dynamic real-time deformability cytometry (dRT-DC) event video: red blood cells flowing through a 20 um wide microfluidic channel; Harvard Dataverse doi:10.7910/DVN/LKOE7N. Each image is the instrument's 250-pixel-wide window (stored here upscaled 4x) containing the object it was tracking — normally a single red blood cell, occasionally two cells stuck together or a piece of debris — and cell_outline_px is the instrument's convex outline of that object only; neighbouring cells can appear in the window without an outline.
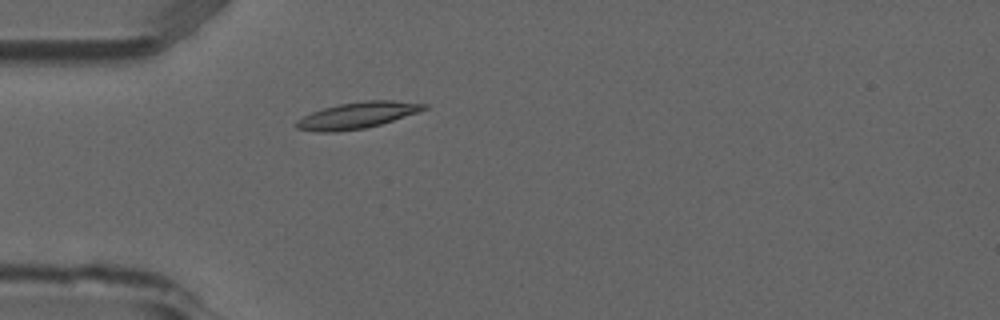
{"species": "common noctule bat (a hibernating species)", "species_latin": "Nyctalus noctula", "temperature_condition": "room temperature", "stored_images_in_passage": 38, "camera_frame_rate_fps": 3000, "um_per_image_px": 0.085, "animal": {"sex": "male", "forearm_length_mm": 52.5}, "frame": {"image": 1, "passage_image": 1, "time_ms": 0.0, "image_size_px": [1000, 320], "cell_outline_px": [[428, 108], [380, 124], [364, 128], [336, 132], [316, 132], [296, 128], [296, 120], [312, 112], [324, 108], [340, 104], [364, 100], [392, 100], [428, 104]], "centroid_in_image_um": [30.34, 9.8], "position_along_channel_um": 54.7, "area_um2": 19.31}}
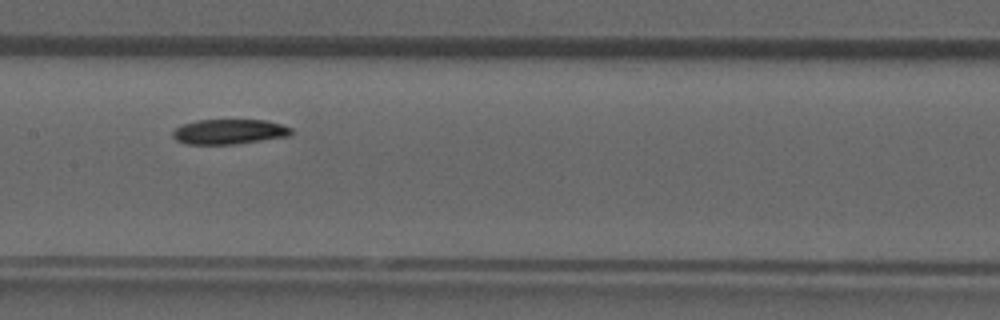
{"frame": {"image": 2, "passage_image": 12, "time_ms": 3.667, "image_size_px": [1000, 320], "cell_outline_px": [[292, 136], [236, 144], [184, 144], [176, 140], [172, 136], [172, 132], [176, 128], [184, 124], [196, 120], [268, 120], [292, 128]], "centroid_in_image_um": [19.5, 11.2], "position_along_channel_um": 187.9, "area_um2": 17.4}}
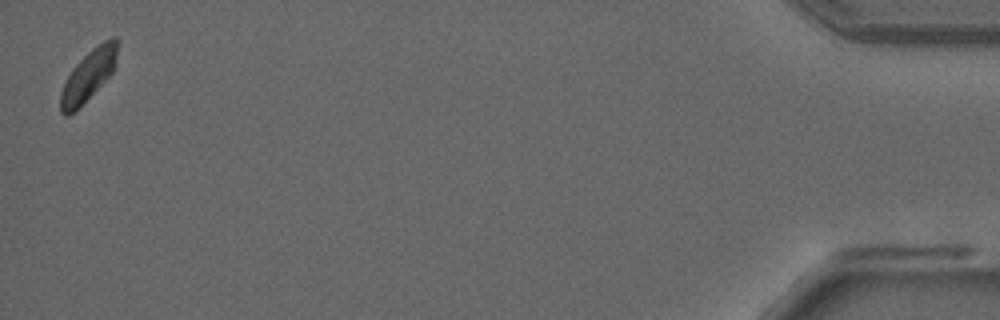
{"frame": {"image": 3, "passage_image": 38, "time_ms": 12.333, "image_size_px": [1000, 320], "cell_outline_px": [[120, 40], [116, 68], [68, 116], [64, 116], [60, 112], [60, 92], [72, 68], [92, 48], [104, 40], [112, 36], [116, 36]], "centroid_in_image_um": [7.57, 6.31], "position_along_channel_um": 427.6, "area_um2": 16.65}, "authors_computed_cell_mechanics": {"area_um2": 17.7446, "velocity_mm_per_s": 3.8502, "shape_relaxation_time_tau1_ms": 4.4942, "shape_relaxation_time_tau2_ms": 4.2466, "deformation_change_tau1": 0.1059, "deformation_change_tau2": 0.0648}}